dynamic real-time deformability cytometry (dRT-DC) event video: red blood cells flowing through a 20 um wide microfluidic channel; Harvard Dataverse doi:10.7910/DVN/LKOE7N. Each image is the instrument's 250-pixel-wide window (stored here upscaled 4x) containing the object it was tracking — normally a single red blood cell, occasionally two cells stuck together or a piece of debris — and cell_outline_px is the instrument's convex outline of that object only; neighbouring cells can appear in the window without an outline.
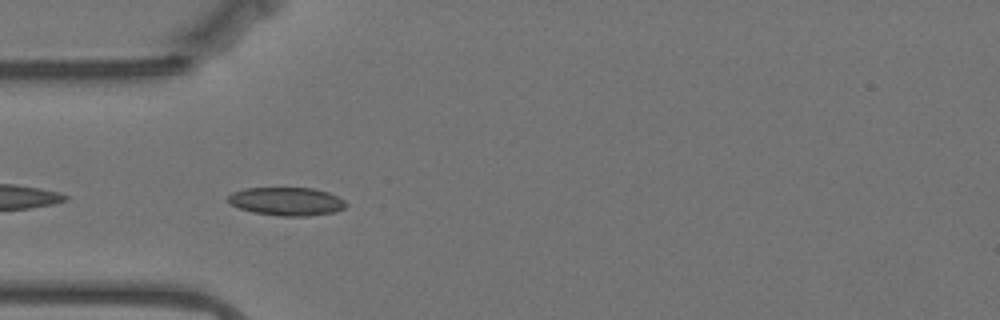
{"species": "Egyptian fruit bat (a non-hibernating species)", "species_latin": "Rousettus aegyptiacus", "temperature_condition": "warm", "stored_images_in_passage": 43, "camera_frame_rate_fps": 3000, "um_per_image_px": 0.085, "animal": {"sex": "female"}, "frame": {"image": 1, "passage_image": 2, "time_ms": 0.333, "image_size_px": [1000, 320], "cell_outline_px": [[348, 204], [344, 208], [336, 212], [308, 216], [280, 216], [252, 212], [240, 208], [232, 204], [228, 200], [228, 196], [232, 192], [244, 188], [312, 188], [328, 192], [344, 200]], "centroid_in_image_um": [24.38, 17.12], "position_along_channel_um": 60.6, "area_um2": 19.42}}
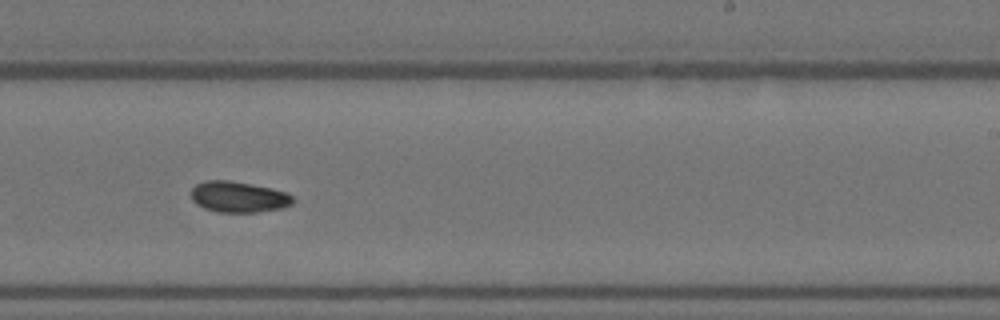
{"frame": {"image": 2, "passage_image": 20, "time_ms": 6.333, "image_size_px": [1000, 320], "cell_outline_px": [[292, 204], [280, 208], [256, 212], [216, 212], [204, 208], [196, 204], [192, 200], [192, 188], [196, 184], [204, 180], [228, 180], [252, 184], [272, 188], [284, 192], [292, 196]], "centroid_in_image_um": [20.23, 16.73], "position_along_channel_um": 268.8, "area_um2": 18.26}}
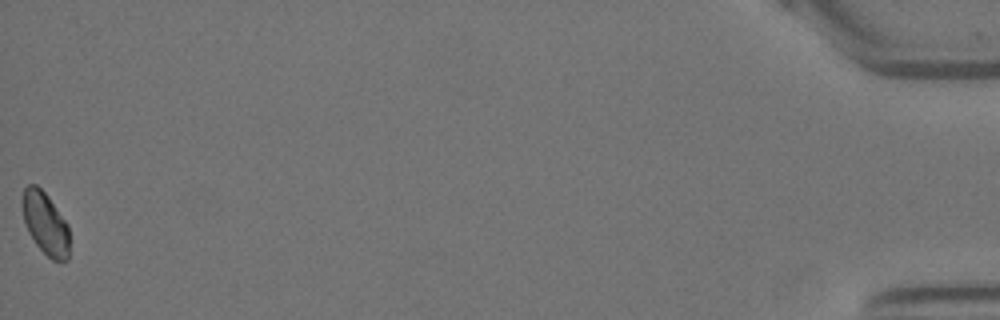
{"frame": {"image": 3, "passage_image": 43, "time_ms": 14.0, "image_size_px": [1000, 320], "cell_outline_px": [[68, 260], [60, 264], [52, 260], [36, 244], [28, 232], [24, 220], [20, 204], [20, 200], [24, 188], [28, 184], [36, 184], [48, 196], [68, 224]], "centroid_in_image_um": [3.83, 18.99], "position_along_channel_um": 431.4, "area_um2": 17.4}, "authors_computed_cell_mechanics": {"area_um2": 17.9758, "velocity_mm_per_s": 3.4802, "shape_relaxation_time_tau1_ms": null, "shape_relaxation_time_tau2_ms": 3.7379, "deformation_change_tau1": null, "deformation_change_tau2": 0.0533}}